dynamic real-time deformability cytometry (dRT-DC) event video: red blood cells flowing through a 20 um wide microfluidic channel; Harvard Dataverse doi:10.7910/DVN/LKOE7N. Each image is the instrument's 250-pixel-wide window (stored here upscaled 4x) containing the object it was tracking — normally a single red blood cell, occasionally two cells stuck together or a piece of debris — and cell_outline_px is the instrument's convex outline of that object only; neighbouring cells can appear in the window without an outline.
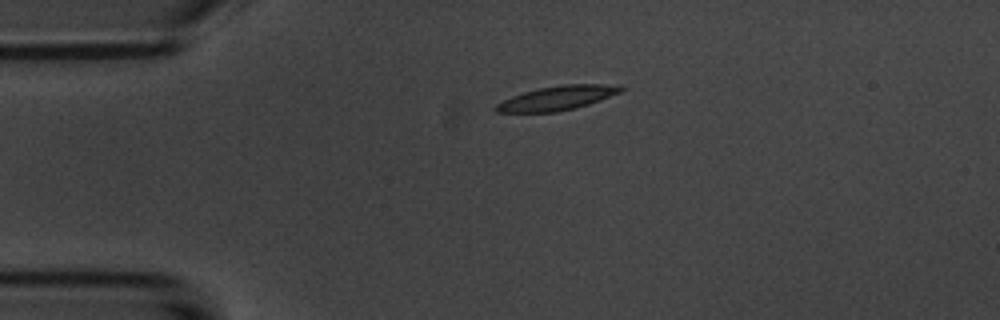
{"species": "common noctule bat (a hibernating species)", "species_latin": "Nyctalus noctula", "temperature_condition": "room temperature", "stored_images_in_passage": 4, "camera_frame_rate_fps": 3000, "um_per_image_px": 0.085, "animal": {"sex": "male", "body_mass_g": 20.1, "forearm_length_mm": 53.5}, "frame": {"image": 1, "passage_image": 3, "time_ms": 3.333, "image_size_px": [1000, 320], "cell_outline_px": [[624, 88], [620, 92], [600, 100], [576, 108], [556, 112], [496, 112], [492, 108], [496, 104], [512, 96], [536, 88], [564, 84], [620, 84]], "centroid_in_image_um": [47.36, 8.32], "position_along_channel_um": 37.6, "area_um2": 17.69}}